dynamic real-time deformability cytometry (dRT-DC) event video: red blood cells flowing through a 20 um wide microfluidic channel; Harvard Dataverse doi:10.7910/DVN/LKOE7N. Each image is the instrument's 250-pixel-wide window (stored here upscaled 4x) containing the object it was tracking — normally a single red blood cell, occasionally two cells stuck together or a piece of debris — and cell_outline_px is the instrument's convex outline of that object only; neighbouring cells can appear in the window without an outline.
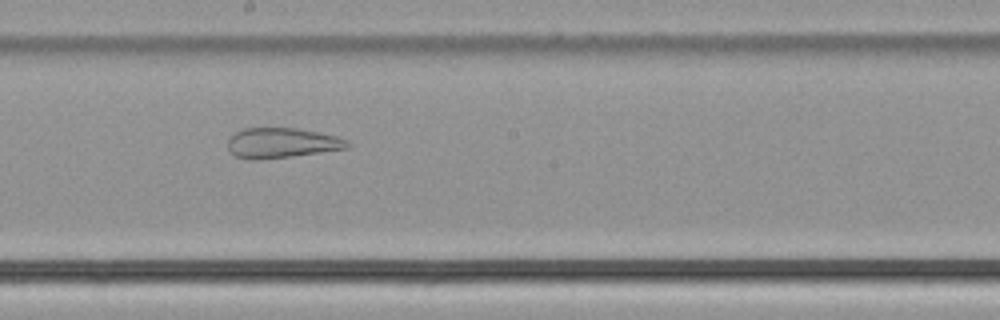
{"species": "common noctule bat (a hibernating species)", "species_latin": "Nyctalus noctula", "temperature_condition": "cold", "stored_images_in_passage": 46, "camera_frame_rate_fps": 3000, "um_per_image_px": 0.085, "animal": {"sex": "male", "body_mass_g": 21.5, "forearm_length_mm": 52.0}, "frame": {"image": 1, "passage_image": 27, "time_ms": 8.667, "image_size_px": [1000, 320], "cell_outline_px": [[352, 144], [348, 148], [320, 152], [256, 160], [248, 160], [236, 156], [228, 148], [228, 140], [236, 132], [244, 128], [296, 128], [336, 136], [348, 140]], "centroid_in_image_um": [23.95, 12.15], "position_along_channel_um": 224.2, "area_um2": 20.75}}
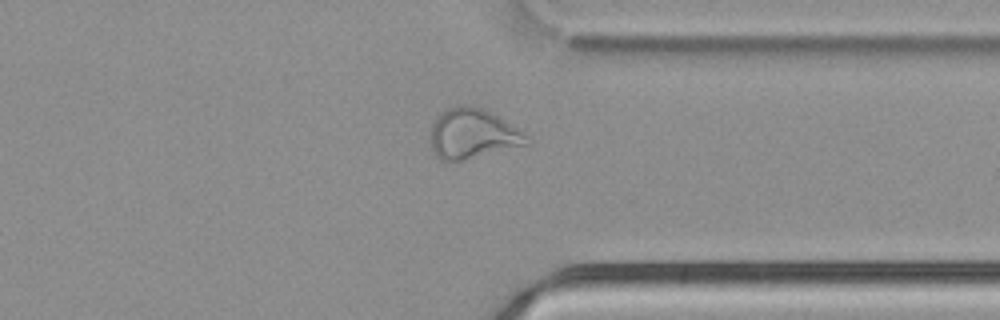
{"frame": {"image": 2, "passage_image": 38, "time_ms": 12.333, "image_size_px": [1000, 320], "cell_outline_px": [[532, 140], [528, 144], [460, 160], [444, 160], [436, 156], [432, 148], [432, 124], [436, 116], [440, 112], [456, 104], [468, 104], [480, 108], [496, 116], [524, 132]], "centroid_in_image_um": [40.16, 11.34], "position_along_channel_um": 371.2, "area_um2": 27.46}}
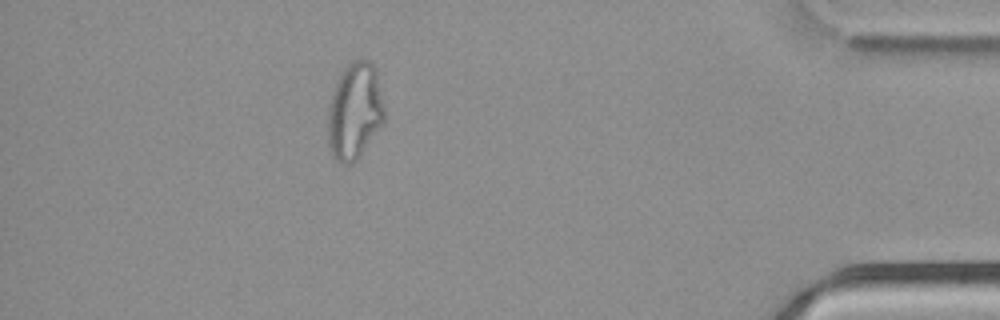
{"frame": {"image": 3, "passage_image": 44, "time_ms": 14.333, "image_size_px": [1000, 320], "cell_outline_px": [[384, 124], [360, 156], [352, 164], [340, 164], [332, 156], [328, 144], [328, 104], [332, 92], [344, 68], [352, 60], [368, 60], [376, 68], [384, 108]], "centroid_in_image_um": [30.15, 9.49], "position_along_channel_um": 405.1, "area_um2": 32.14}}